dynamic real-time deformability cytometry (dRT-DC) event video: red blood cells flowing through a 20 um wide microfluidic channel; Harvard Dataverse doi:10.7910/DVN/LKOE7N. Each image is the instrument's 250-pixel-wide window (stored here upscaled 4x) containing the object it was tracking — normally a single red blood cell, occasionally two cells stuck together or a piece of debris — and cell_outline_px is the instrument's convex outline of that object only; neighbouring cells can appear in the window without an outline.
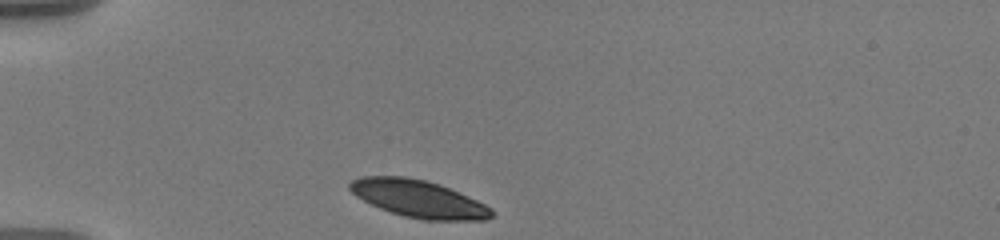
{"species": "human", "species_latin": "Homo sapiens", "temperature_condition": "warm", "stored_images_in_passage": 6, "camera_frame_rate_fps": 3000, "um_per_image_px": 0.085, "donor": {"sex": "male"}, "frame": {"image": 1, "passage_image": 1, "time_ms": 0.0, "image_size_px": [1000, 240], "cell_outline_px": [[492, 216], [484, 220], [424, 220], [404, 216], [380, 208], [356, 196], [348, 188], [348, 184], [352, 180], [360, 176], [404, 176], [424, 180], [448, 188], [476, 200], [492, 208]], "centroid_in_image_um": [35.54, 16.89], "position_along_channel_um": 49.5, "area_um2": 30.4}}
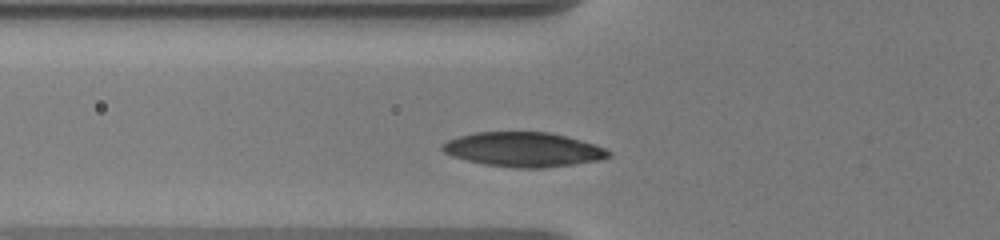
{"frame": {"image": 2, "passage_image": 5, "time_ms": 1.667, "image_size_px": [1000, 240], "cell_outline_px": [[612, 156], [600, 160], [544, 168], [516, 168], [484, 164], [452, 156], [444, 152], [440, 148], [440, 144], [448, 140], [460, 136], [476, 132], [548, 132], [580, 140], [604, 148], [612, 152]], "centroid_in_image_um": [44.48, 12.71], "position_along_channel_um": 81.3, "area_um2": 33.23}}